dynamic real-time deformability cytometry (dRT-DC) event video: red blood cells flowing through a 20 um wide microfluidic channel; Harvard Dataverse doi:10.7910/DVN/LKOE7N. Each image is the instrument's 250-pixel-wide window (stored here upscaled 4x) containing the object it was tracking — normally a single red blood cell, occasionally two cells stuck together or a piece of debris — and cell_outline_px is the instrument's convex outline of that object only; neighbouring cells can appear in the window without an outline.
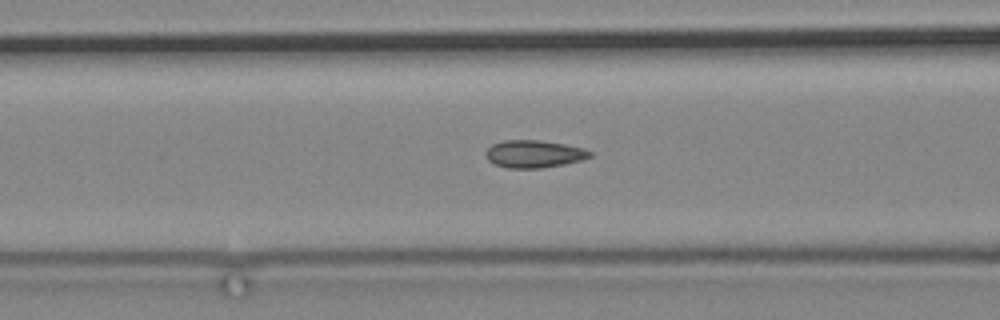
{"species": "common noctule bat (a hibernating species)", "species_latin": "Nyctalus noctula", "temperature_condition": "cold", "stored_images_in_passage": 49, "camera_frame_rate_fps": 3000, "um_per_image_px": 0.085, "animal": {"sex": "male", "body_mass_g": 19.2, "forearm_length_mm": 51.8}, "frame": {"image": 1, "passage_image": 12, "time_ms": 3.667, "image_size_px": [1000, 320], "cell_outline_px": [[592, 156], [584, 160], [564, 164], [540, 168], [508, 168], [496, 164], [488, 160], [484, 152], [492, 144], [504, 140], [540, 140], [564, 144], [584, 148], [592, 152]], "centroid_in_image_um": [45.41, 13.08], "position_along_channel_um": 121.2, "area_um2": 16.76}}
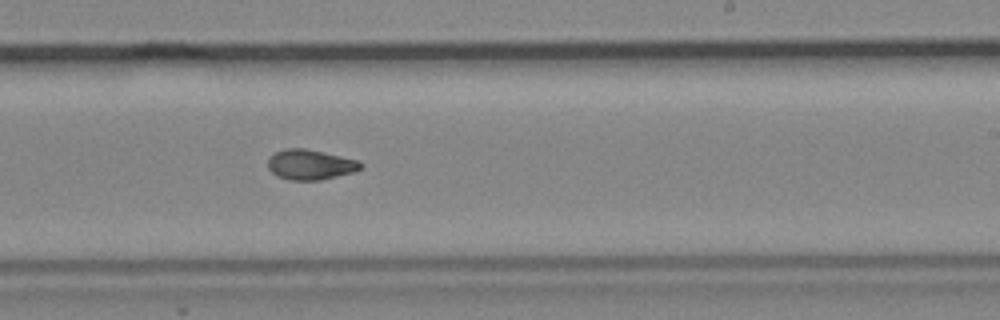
{"frame": {"image": 2, "passage_image": 25, "time_ms": 8.0, "image_size_px": [1000, 320], "cell_outline_px": [[364, 164], [360, 168], [352, 172], [320, 180], [288, 180], [276, 176], [268, 168], [268, 156], [284, 148], [304, 148], [340, 156], [356, 160]], "centroid_in_image_um": [26.31, 13.99], "position_along_channel_um": 262.7, "area_um2": 16.18}}
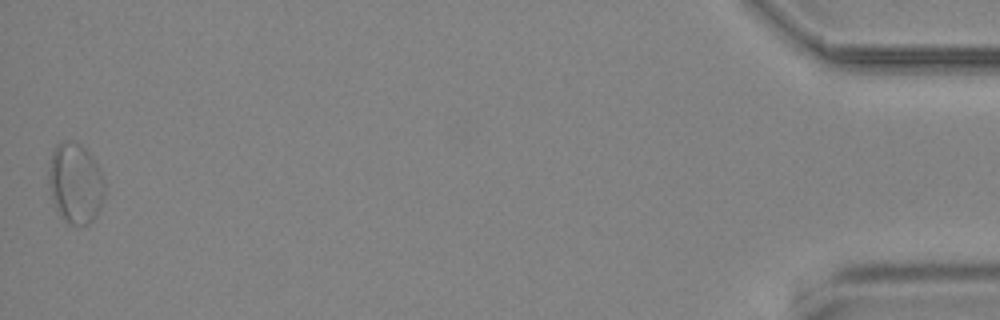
{"frame": {"image": 3, "passage_image": 49, "time_ms": 16.0, "image_size_px": [1000, 320], "cell_outline_px": [[104, 196], [92, 220], [88, 224], [68, 224], [60, 216], [56, 208], [48, 184], [48, 172], [52, 152], [56, 144], [60, 140], [72, 140], [80, 144], [92, 156], [100, 168], [104, 180]], "centroid_in_image_um": [6.39, 15.53], "position_along_channel_um": 428.8, "area_um2": 26.18}}